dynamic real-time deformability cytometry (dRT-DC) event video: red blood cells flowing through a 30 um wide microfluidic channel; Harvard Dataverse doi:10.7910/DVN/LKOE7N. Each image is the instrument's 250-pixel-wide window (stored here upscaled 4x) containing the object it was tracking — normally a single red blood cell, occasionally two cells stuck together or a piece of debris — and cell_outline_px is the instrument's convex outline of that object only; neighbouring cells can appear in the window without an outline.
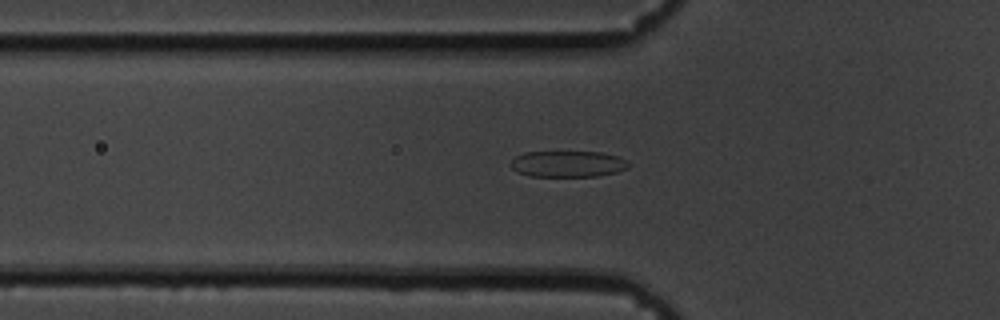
{"species": "common noctule bat (a hibernating species)", "species_latin": "Nyctalus noctula", "temperature_condition": "cold", "stored_images_in_passage": 56, "camera_frame_rate_fps": 3000, "um_per_image_px": 0.085, "animal": {"sex": "male", "body_mass_g": 19.5, "forearm_length_mm": 54.6}, "frame": {"image": 1, "passage_image": 21, "time_ms": 6.667, "image_size_px": [1000, 320], "cell_outline_px": [[628, 168], [616, 172], [596, 176], [532, 176], [516, 172], [508, 164], [516, 156], [524, 152], [600, 152], [620, 156], [628, 160]], "centroid_in_image_um": [48.26, 13.93], "position_along_channel_um": 77.5, "area_um2": 18.09}}
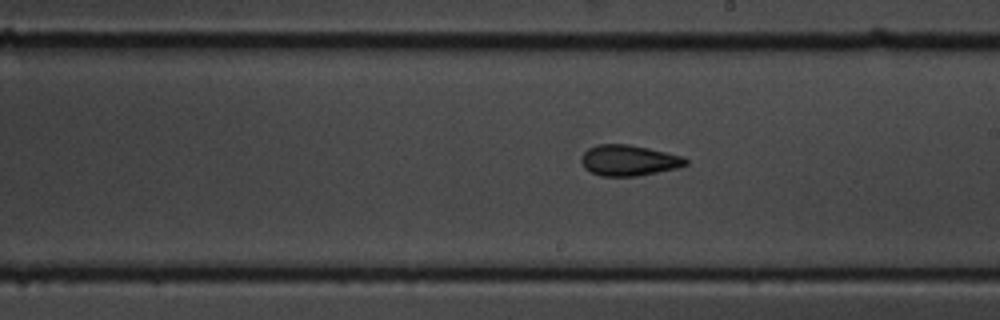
{"frame": {"image": 2, "passage_image": 35, "time_ms": 11.333, "image_size_px": [1000, 320], "cell_outline_px": [[688, 164], [676, 168], [636, 176], [600, 176], [584, 168], [580, 160], [580, 156], [588, 148], [600, 144], [628, 144], [648, 148], [684, 156], [688, 160]], "centroid_in_image_um": [53.43, 13.63], "position_along_channel_um": 235.6, "area_um2": 18.73}}
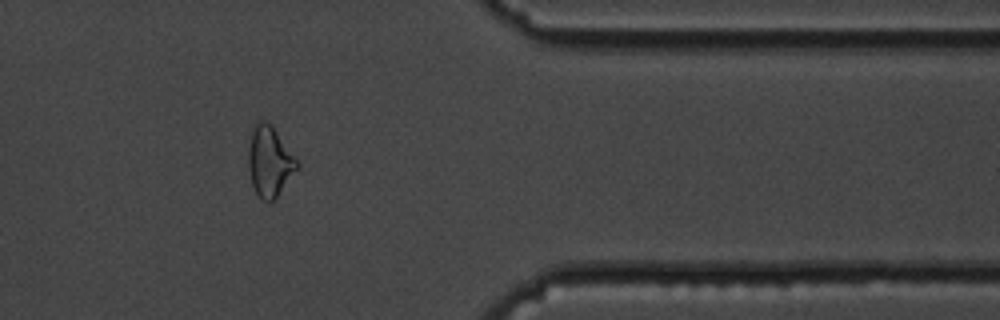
{"frame": {"image": 3, "passage_image": 50, "time_ms": 16.333, "image_size_px": [1000, 320], "cell_outline_px": [[300, 164], [276, 196], [272, 200], [260, 200], [252, 184], [248, 168], [248, 148], [252, 132], [256, 124], [260, 120], [264, 120], [272, 124]], "centroid_in_image_um": [22.89, 13.69], "position_along_channel_um": 388.5, "area_um2": 19.54}}